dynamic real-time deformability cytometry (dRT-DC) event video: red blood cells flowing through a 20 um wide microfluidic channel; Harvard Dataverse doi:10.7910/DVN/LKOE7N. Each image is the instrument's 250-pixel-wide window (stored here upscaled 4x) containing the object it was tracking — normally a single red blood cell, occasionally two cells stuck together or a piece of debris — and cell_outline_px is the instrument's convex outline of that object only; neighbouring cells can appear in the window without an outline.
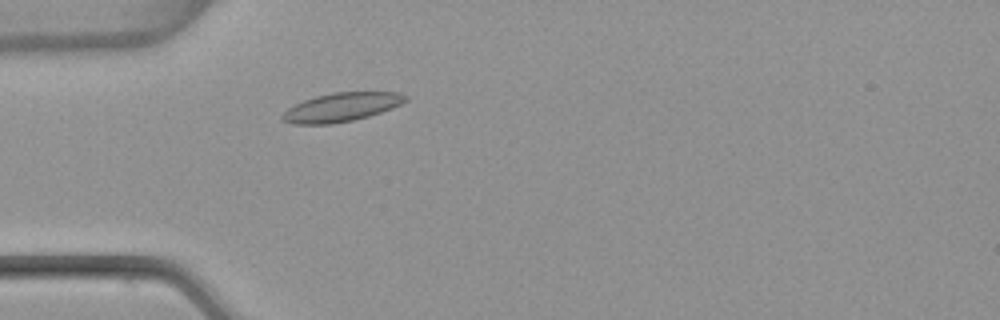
{"species": "common noctule bat (a hibernating species)", "species_latin": "Nyctalus noctula", "temperature_condition": "warm", "stored_images_in_passage": 2, "camera_frame_rate_fps": 3000, "um_per_image_px": 0.085, "animal": {"sex": "female", "body_mass_g": 22.7, "forearm_length_mm": 54.2}, "frame": {"image": 1, "passage_image": 2, "time_ms": 0.333, "image_size_px": [1000, 320], "cell_outline_px": [[408, 100], [392, 108], [368, 116], [352, 120], [332, 124], [292, 124], [280, 120], [280, 116], [288, 108], [304, 100], [316, 96], [332, 92], [400, 92], [408, 96]], "centroid_in_image_um": [29.01, 9.11], "position_along_channel_um": 56.0, "area_um2": 20.63}}